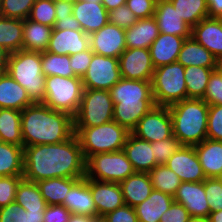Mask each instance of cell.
<instances>
[{"label":"cell","instance_id":"obj_24","mask_svg":"<svg viewBox=\"0 0 222 222\" xmlns=\"http://www.w3.org/2000/svg\"><path fill=\"white\" fill-rule=\"evenodd\" d=\"M186 38L159 33L149 47L154 68L177 62L179 52Z\"/></svg>","mask_w":222,"mask_h":222},{"label":"cell","instance_id":"obj_48","mask_svg":"<svg viewBox=\"0 0 222 222\" xmlns=\"http://www.w3.org/2000/svg\"><path fill=\"white\" fill-rule=\"evenodd\" d=\"M108 17L109 23L123 29L132 27L138 21V18L127 7L126 4L121 5L116 9L110 10L108 12Z\"/></svg>","mask_w":222,"mask_h":222},{"label":"cell","instance_id":"obj_58","mask_svg":"<svg viewBox=\"0 0 222 222\" xmlns=\"http://www.w3.org/2000/svg\"><path fill=\"white\" fill-rule=\"evenodd\" d=\"M10 53L0 46V73L6 72Z\"/></svg>","mask_w":222,"mask_h":222},{"label":"cell","instance_id":"obj_53","mask_svg":"<svg viewBox=\"0 0 222 222\" xmlns=\"http://www.w3.org/2000/svg\"><path fill=\"white\" fill-rule=\"evenodd\" d=\"M190 217L183 205L173 202L169 209L162 214L160 222H188Z\"/></svg>","mask_w":222,"mask_h":222},{"label":"cell","instance_id":"obj_29","mask_svg":"<svg viewBox=\"0 0 222 222\" xmlns=\"http://www.w3.org/2000/svg\"><path fill=\"white\" fill-rule=\"evenodd\" d=\"M159 35V28L154 17L138 19L130 28L125 29L127 48H147Z\"/></svg>","mask_w":222,"mask_h":222},{"label":"cell","instance_id":"obj_68","mask_svg":"<svg viewBox=\"0 0 222 222\" xmlns=\"http://www.w3.org/2000/svg\"><path fill=\"white\" fill-rule=\"evenodd\" d=\"M1 1H2V0H0V16H1Z\"/></svg>","mask_w":222,"mask_h":222},{"label":"cell","instance_id":"obj_45","mask_svg":"<svg viewBox=\"0 0 222 222\" xmlns=\"http://www.w3.org/2000/svg\"><path fill=\"white\" fill-rule=\"evenodd\" d=\"M204 190L210 212L222 210V183L219 178H206Z\"/></svg>","mask_w":222,"mask_h":222},{"label":"cell","instance_id":"obj_18","mask_svg":"<svg viewBox=\"0 0 222 222\" xmlns=\"http://www.w3.org/2000/svg\"><path fill=\"white\" fill-rule=\"evenodd\" d=\"M159 33L190 38L192 27L180 17L170 0H157L153 16Z\"/></svg>","mask_w":222,"mask_h":222},{"label":"cell","instance_id":"obj_43","mask_svg":"<svg viewBox=\"0 0 222 222\" xmlns=\"http://www.w3.org/2000/svg\"><path fill=\"white\" fill-rule=\"evenodd\" d=\"M153 147L154 158L158 164H165L168 159L181 147V144L176 136H171L168 139H163L151 143Z\"/></svg>","mask_w":222,"mask_h":222},{"label":"cell","instance_id":"obj_14","mask_svg":"<svg viewBox=\"0 0 222 222\" xmlns=\"http://www.w3.org/2000/svg\"><path fill=\"white\" fill-rule=\"evenodd\" d=\"M90 49L94 54L119 58L127 48L125 29L107 23L97 32L89 35Z\"/></svg>","mask_w":222,"mask_h":222},{"label":"cell","instance_id":"obj_39","mask_svg":"<svg viewBox=\"0 0 222 222\" xmlns=\"http://www.w3.org/2000/svg\"><path fill=\"white\" fill-rule=\"evenodd\" d=\"M42 73L48 76L77 77L70 67V56L54 54L51 52L41 53Z\"/></svg>","mask_w":222,"mask_h":222},{"label":"cell","instance_id":"obj_33","mask_svg":"<svg viewBox=\"0 0 222 222\" xmlns=\"http://www.w3.org/2000/svg\"><path fill=\"white\" fill-rule=\"evenodd\" d=\"M81 178H51L36 182L47 205H61L71 187Z\"/></svg>","mask_w":222,"mask_h":222},{"label":"cell","instance_id":"obj_15","mask_svg":"<svg viewBox=\"0 0 222 222\" xmlns=\"http://www.w3.org/2000/svg\"><path fill=\"white\" fill-rule=\"evenodd\" d=\"M165 164L181 182H203L206 179L194 146L181 145Z\"/></svg>","mask_w":222,"mask_h":222},{"label":"cell","instance_id":"obj_30","mask_svg":"<svg viewBox=\"0 0 222 222\" xmlns=\"http://www.w3.org/2000/svg\"><path fill=\"white\" fill-rule=\"evenodd\" d=\"M177 62L184 67L201 66L205 68H217L218 66V60L215 56L192 37L184 41Z\"/></svg>","mask_w":222,"mask_h":222},{"label":"cell","instance_id":"obj_31","mask_svg":"<svg viewBox=\"0 0 222 222\" xmlns=\"http://www.w3.org/2000/svg\"><path fill=\"white\" fill-rule=\"evenodd\" d=\"M53 28L30 19L23 20L22 50L46 52Z\"/></svg>","mask_w":222,"mask_h":222},{"label":"cell","instance_id":"obj_1","mask_svg":"<svg viewBox=\"0 0 222 222\" xmlns=\"http://www.w3.org/2000/svg\"><path fill=\"white\" fill-rule=\"evenodd\" d=\"M23 162V178L31 182L84 178L86 173V159L75 134L61 143L24 147Z\"/></svg>","mask_w":222,"mask_h":222},{"label":"cell","instance_id":"obj_8","mask_svg":"<svg viewBox=\"0 0 222 222\" xmlns=\"http://www.w3.org/2000/svg\"><path fill=\"white\" fill-rule=\"evenodd\" d=\"M83 91V82L80 77L48 76L45 82L43 104L74 117L80 107Z\"/></svg>","mask_w":222,"mask_h":222},{"label":"cell","instance_id":"obj_65","mask_svg":"<svg viewBox=\"0 0 222 222\" xmlns=\"http://www.w3.org/2000/svg\"><path fill=\"white\" fill-rule=\"evenodd\" d=\"M58 1H65V2H68V3H71V4H75V3H77L79 0H58Z\"/></svg>","mask_w":222,"mask_h":222},{"label":"cell","instance_id":"obj_50","mask_svg":"<svg viewBox=\"0 0 222 222\" xmlns=\"http://www.w3.org/2000/svg\"><path fill=\"white\" fill-rule=\"evenodd\" d=\"M157 0H126L127 7L138 19L154 16Z\"/></svg>","mask_w":222,"mask_h":222},{"label":"cell","instance_id":"obj_4","mask_svg":"<svg viewBox=\"0 0 222 222\" xmlns=\"http://www.w3.org/2000/svg\"><path fill=\"white\" fill-rule=\"evenodd\" d=\"M168 108L173 135L181 145L194 146L207 138L209 105L203 99H184Z\"/></svg>","mask_w":222,"mask_h":222},{"label":"cell","instance_id":"obj_21","mask_svg":"<svg viewBox=\"0 0 222 222\" xmlns=\"http://www.w3.org/2000/svg\"><path fill=\"white\" fill-rule=\"evenodd\" d=\"M89 44V35L84 31L53 30L46 51L71 56L89 49Z\"/></svg>","mask_w":222,"mask_h":222},{"label":"cell","instance_id":"obj_64","mask_svg":"<svg viewBox=\"0 0 222 222\" xmlns=\"http://www.w3.org/2000/svg\"><path fill=\"white\" fill-rule=\"evenodd\" d=\"M217 69L220 71V73L222 74V60L218 61V66Z\"/></svg>","mask_w":222,"mask_h":222},{"label":"cell","instance_id":"obj_25","mask_svg":"<svg viewBox=\"0 0 222 222\" xmlns=\"http://www.w3.org/2000/svg\"><path fill=\"white\" fill-rule=\"evenodd\" d=\"M32 104L25 88L7 72L0 73V108L22 111Z\"/></svg>","mask_w":222,"mask_h":222},{"label":"cell","instance_id":"obj_41","mask_svg":"<svg viewBox=\"0 0 222 222\" xmlns=\"http://www.w3.org/2000/svg\"><path fill=\"white\" fill-rule=\"evenodd\" d=\"M28 19L54 28L56 23L55 0H36Z\"/></svg>","mask_w":222,"mask_h":222},{"label":"cell","instance_id":"obj_37","mask_svg":"<svg viewBox=\"0 0 222 222\" xmlns=\"http://www.w3.org/2000/svg\"><path fill=\"white\" fill-rule=\"evenodd\" d=\"M217 68H205L201 66L185 67L184 77L187 89V99H203L210 75Z\"/></svg>","mask_w":222,"mask_h":222},{"label":"cell","instance_id":"obj_59","mask_svg":"<svg viewBox=\"0 0 222 222\" xmlns=\"http://www.w3.org/2000/svg\"><path fill=\"white\" fill-rule=\"evenodd\" d=\"M102 4L109 12L110 10L116 9L119 6L126 4V0H102Z\"/></svg>","mask_w":222,"mask_h":222},{"label":"cell","instance_id":"obj_49","mask_svg":"<svg viewBox=\"0 0 222 222\" xmlns=\"http://www.w3.org/2000/svg\"><path fill=\"white\" fill-rule=\"evenodd\" d=\"M0 222H30L29 211L13 202L0 208Z\"/></svg>","mask_w":222,"mask_h":222},{"label":"cell","instance_id":"obj_12","mask_svg":"<svg viewBox=\"0 0 222 222\" xmlns=\"http://www.w3.org/2000/svg\"><path fill=\"white\" fill-rule=\"evenodd\" d=\"M131 133L150 143L170 138L173 136V127L169 108L166 106H153L138 121Z\"/></svg>","mask_w":222,"mask_h":222},{"label":"cell","instance_id":"obj_10","mask_svg":"<svg viewBox=\"0 0 222 222\" xmlns=\"http://www.w3.org/2000/svg\"><path fill=\"white\" fill-rule=\"evenodd\" d=\"M114 103L107 90L84 88L74 127H93L113 121Z\"/></svg>","mask_w":222,"mask_h":222},{"label":"cell","instance_id":"obj_46","mask_svg":"<svg viewBox=\"0 0 222 222\" xmlns=\"http://www.w3.org/2000/svg\"><path fill=\"white\" fill-rule=\"evenodd\" d=\"M23 176H0V208L15 202L16 191Z\"/></svg>","mask_w":222,"mask_h":222},{"label":"cell","instance_id":"obj_57","mask_svg":"<svg viewBox=\"0 0 222 222\" xmlns=\"http://www.w3.org/2000/svg\"><path fill=\"white\" fill-rule=\"evenodd\" d=\"M73 4L55 0V14L56 17H64L72 14Z\"/></svg>","mask_w":222,"mask_h":222},{"label":"cell","instance_id":"obj_26","mask_svg":"<svg viewBox=\"0 0 222 222\" xmlns=\"http://www.w3.org/2000/svg\"><path fill=\"white\" fill-rule=\"evenodd\" d=\"M194 148L206 178H218L222 174V141L206 138Z\"/></svg>","mask_w":222,"mask_h":222},{"label":"cell","instance_id":"obj_67","mask_svg":"<svg viewBox=\"0 0 222 222\" xmlns=\"http://www.w3.org/2000/svg\"><path fill=\"white\" fill-rule=\"evenodd\" d=\"M218 178H219V180H220L221 183H222V174H221Z\"/></svg>","mask_w":222,"mask_h":222},{"label":"cell","instance_id":"obj_27","mask_svg":"<svg viewBox=\"0 0 222 222\" xmlns=\"http://www.w3.org/2000/svg\"><path fill=\"white\" fill-rule=\"evenodd\" d=\"M125 205L135 207L145 201L153 190L149 173L134 172L120 183Z\"/></svg>","mask_w":222,"mask_h":222},{"label":"cell","instance_id":"obj_23","mask_svg":"<svg viewBox=\"0 0 222 222\" xmlns=\"http://www.w3.org/2000/svg\"><path fill=\"white\" fill-rule=\"evenodd\" d=\"M61 205L65 206L72 214L97 218L96 206L86 177L79 179L71 187Z\"/></svg>","mask_w":222,"mask_h":222},{"label":"cell","instance_id":"obj_5","mask_svg":"<svg viewBox=\"0 0 222 222\" xmlns=\"http://www.w3.org/2000/svg\"><path fill=\"white\" fill-rule=\"evenodd\" d=\"M6 72L26 89L33 103L44 102L46 76L42 73L40 52L10 53Z\"/></svg>","mask_w":222,"mask_h":222},{"label":"cell","instance_id":"obj_52","mask_svg":"<svg viewBox=\"0 0 222 222\" xmlns=\"http://www.w3.org/2000/svg\"><path fill=\"white\" fill-rule=\"evenodd\" d=\"M102 222H139L134 207L123 205L100 219Z\"/></svg>","mask_w":222,"mask_h":222},{"label":"cell","instance_id":"obj_63","mask_svg":"<svg viewBox=\"0 0 222 222\" xmlns=\"http://www.w3.org/2000/svg\"><path fill=\"white\" fill-rule=\"evenodd\" d=\"M188 222H209L206 217L191 216Z\"/></svg>","mask_w":222,"mask_h":222},{"label":"cell","instance_id":"obj_44","mask_svg":"<svg viewBox=\"0 0 222 222\" xmlns=\"http://www.w3.org/2000/svg\"><path fill=\"white\" fill-rule=\"evenodd\" d=\"M203 100L208 105H222V74L218 69L210 75Z\"/></svg>","mask_w":222,"mask_h":222},{"label":"cell","instance_id":"obj_47","mask_svg":"<svg viewBox=\"0 0 222 222\" xmlns=\"http://www.w3.org/2000/svg\"><path fill=\"white\" fill-rule=\"evenodd\" d=\"M207 138L222 141V105H209Z\"/></svg>","mask_w":222,"mask_h":222},{"label":"cell","instance_id":"obj_35","mask_svg":"<svg viewBox=\"0 0 222 222\" xmlns=\"http://www.w3.org/2000/svg\"><path fill=\"white\" fill-rule=\"evenodd\" d=\"M23 20L0 16V46L9 53L22 50Z\"/></svg>","mask_w":222,"mask_h":222},{"label":"cell","instance_id":"obj_22","mask_svg":"<svg viewBox=\"0 0 222 222\" xmlns=\"http://www.w3.org/2000/svg\"><path fill=\"white\" fill-rule=\"evenodd\" d=\"M123 150L135 172L149 173L156 165H159L155 161L151 143L136 137L131 132L127 136Z\"/></svg>","mask_w":222,"mask_h":222},{"label":"cell","instance_id":"obj_51","mask_svg":"<svg viewBox=\"0 0 222 222\" xmlns=\"http://www.w3.org/2000/svg\"><path fill=\"white\" fill-rule=\"evenodd\" d=\"M93 54V51L89 48L70 56V67L77 77L82 78L84 76L92 61Z\"/></svg>","mask_w":222,"mask_h":222},{"label":"cell","instance_id":"obj_13","mask_svg":"<svg viewBox=\"0 0 222 222\" xmlns=\"http://www.w3.org/2000/svg\"><path fill=\"white\" fill-rule=\"evenodd\" d=\"M121 77L132 80L152 81L155 70L147 48H126L119 56Z\"/></svg>","mask_w":222,"mask_h":222},{"label":"cell","instance_id":"obj_17","mask_svg":"<svg viewBox=\"0 0 222 222\" xmlns=\"http://www.w3.org/2000/svg\"><path fill=\"white\" fill-rule=\"evenodd\" d=\"M174 202L183 205L190 216L209 217L210 207L206 199L203 182H181Z\"/></svg>","mask_w":222,"mask_h":222},{"label":"cell","instance_id":"obj_2","mask_svg":"<svg viewBox=\"0 0 222 222\" xmlns=\"http://www.w3.org/2000/svg\"><path fill=\"white\" fill-rule=\"evenodd\" d=\"M23 147L57 144L74 134L73 117L43 103H34L21 111Z\"/></svg>","mask_w":222,"mask_h":222},{"label":"cell","instance_id":"obj_20","mask_svg":"<svg viewBox=\"0 0 222 222\" xmlns=\"http://www.w3.org/2000/svg\"><path fill=\"white\" fill-rule=\"evenodd\" d=\"M191 37L222 60V19L204 18L192 27Z\"/></svg>","mask_w":222,"mask_h":222},{"label":"cell","instance_id":"obj_55","mask_svg":"<svg viewBox=\"0 0 222 222\" xmlns=\"http://www.w3.org/2000/svg\"><path fill=\"white\" fill-rule=\"evenodd\" d=\"M53 30H74L82 31L80 23L73 14L64 17H56V23Z\"/></svg>","mask_w":222,"mask_h":222},{"label":"cell","instance_id":"obj_9","mask_svg":"<svg viewBox=\"0 0 222 222\" xmlns=\"http://www.w3.org/2000/svg\"><path fill=\"white\" fill-rule=\"evenodd\" d=\"M134 172L123 149L94 154L86 160L85 177L96 181L121 183Z\"/></svg>","mask_w":222,"mask_h":222},{"label":"cell","instance_id":"obj_38","mask_svg":"<svg viewBox=\"0 0 222 222\" xmlns=\"http://www.w3.org/2000/svg\"><path fill=\"white\" fill-rule=\"evenodd\" d=\"M149 176L153 189L164 192L165 194L175 196L181 180L178 175L169 169L166 164L156 165L150 172Z\"/></svg>","mask_w":222,"mask_h":222},{"label":"cell","instance_id":"obj_7","mask_svg":"<svg viewBox=\"0 0 222 222\" xmlns=\"http://www.w3.org/2000/svg\"><path fill=\"white\" fill-rule=\"evenodd\" d=\"M184 71L178 62L155 68L151 84L156 105L169 107L187 99Z\"/></svg>","mask_w":222,"mask_h":222},{"label":"cell","instance_id":"obj_42","mask_svg":"<svg viewBox=\"0 0 222 222\" xmlns=\"http://www.w3.org/2000/svg\"><path fill=\"white\" fill-rule=\"evenodd\" d=\"M36 0H2L1 16L25 20L29 17Z\"/></svg>","mask_w":222,"mask_h":222},{"label":"cell","instance_id":"obj_36","mask_svg":"<svg viewBox=\"0 0 222 222\" xmlns=\"http://www.w3.org/2000/svg\"><path fill=\"white\" fill-rule=\"evenodd\" d=\"M15 202L26 211H45V199L36 182L22 179L17 187Z\"/></svg>","mask_w":222,"mask_h":222},{"label":"cell","instance_id":"obj_56","mask_svg":"<svg viewBox=\"0 0 222 222\" xmlns=\"http://www.w3.org/2000/svg\"><path fill=\"white\" fill-rule=\"evenodd\" d=\"M209 18L222 19V0H206Z\"/></svg>","mask_w":222,"mask_h":222},{"label":"cell","instance_id":"obj_32","mask_svg":"<svg viewBox=\"0 0 222 222\" xmlns=\"http://www.w3.org/2000/svg\"><path fill=\"white\" fill-rule=\"evenodd\" d=\"M23 156V146L0 141V176H23Z\"/></svg>","mask_w":222,"mask_h":222},{"label":"cell","instance_id":"obj_66","mask_svg":"<svg viewBox=\"0 0 222 222\" xmlns=\"http://www.w3.org/2000/svg\"><path fill=\"white\" fill-rule=\"evenodd\" d=\"M85 2H88V1H92V2H102V0H83Z\"/></svg>","mask_w":222,"mask_h":222},{"label":"cell","instance_id":"obj_19","mask_svg":"<svg viewBox=\"0 0 222 222\" xmlns=\"http://www.w3.org/2000/svg\"><path fill=\"white\" fill-rule=\"evenodd\" d=\"M72 14L87 35L97 32L109 22L108 11L102 2L79 0L73 4Z\"/></svg>","mask_w":222,"mask_h":222},{"label":"cell","instance_id":"obj_28","mask_svg":"<svg viewBox=\"0 0 222 222\" xmlns=\"http://www.w3.org/2000/svg\"><path fill=\"white\" fill-rule=\"evenodd\" d=\"M174 202V197L153 189L150 196L134 207L139 222H160L161 216Z\"/></svg>","mask_w":222,"mask_h":222},{"label":"cell","instance_id":"obj_34","mask_svg":"<svg viewBox=\"0 0 222 222\" xmlns=\"http://www.w3.org/2000/svg\"><path fill=\"white\" fill-rule=\"evenodd\" d=\"M0 141L23 146L21 111L0 108Z\"/></svg>","mask_w":222,"mask_h":222},{"label":"cell","instance_id":"obj_11","mask_svg":"<svg viewBox=\"0 0 222 222\" xmlns=\"http://www.w3.org/2000/svg\"><path fill=\"white\" fill-rule=\"evenodd\" d=\"M121 78L118 58L93 54L81 79L84 88L109 91Z\"/></svg>","mask_w":222,"mask_h":222},{"label":"cell","instance_id":"obj_61","mask_svg":"<svg viewBox=\"0 0 222 222\" xmlns=\"http://www.w3.org/2000/svg\"><path fill=\"white\" fill-rule=\"evenodd\" d=\"M44 211H29L30 222H43Z\"/></svg>","mask_w":222,"mask_h":222},{"label":"cell","instance_id":"obj_16","mask_svg":"<svg viewBox=\"0 0 222 222\" xmlns=\"http://www.w3.org/2000/svg\"><path fill=\"white\" fill-rule=\"evenodd\" d=\"M97 210V218L125 205L120 183L101 182L87 178Z\"/></svg>","mask_w":222,"mask_h":222},{"label":"cell","instance_id":"obj_6","mask_svg":"<svg viewBox=\"0 0 222 222\" xmlns=\"http://www.w3.org/2000/svg\"><path fill=\"white\" fill-rule=\"evenodd\" d=\"M129 133L115 121L93 127H74L86 160L94 154L122 150Z\"/></svg>","mask_w":222,"mask_h":222},{"label":"cell","instance_id":"obj_60","mask_svg":"<svg viewBox=\"0 0 222 222\" xmlns=\"http://www.w3.org/2000/svg\"><path fill=\"white\" fill-rule=\"evenodd\" d=\"M98 218H93L87 215H75L71 214L68 222H96Z\"/></svg>","mask_w":222,"mask_h":222},{"label":"cell","instance_id":"obj_3","mask_svg":"<svg viewBox=\"0 0 222 222\" xmlns=\"http://www.w3.org/2000/svg\"><path fill=\"white\" fill-rule=\"evenodd\" d=\"M109 92L114 103L113 121L129 132L156 105L151 81L121 78Z\"/></svg>","mask_w":222,"mask_h":222},{"label":"cell","instance_id":"obj_40","mask_svg":"<svg viewBox=\"0 0 222 222\" xmlns=\"http://www.w3.org/2000/svg\"><path fill=\"white\" fill-rule=\"evenodd\" d=\"M180 17L191 27L208 17L206 0H170Z\"/></svg>","mask_w":222,"mask_h":222},{"label":"cell","instance_id":"obj_62","mask_svg":"<svg viewBox=\"0 0 222 222\" xmlns=\"http://www.w3.org/2000/svg\"><path fill=\"white\" fill-rule=\"evenodd\" d=\"M208 219L209 222H222V210L210 212Z\"/></svg>","mask_w":222,"mask_h":222},{"label":"cell","instance_id":"obj_54","mask_svg":"<svg viewBox=\"0 0 222 222\" xmlns=\"http://www.w3.org/2000/svg\"><path fill=\"white\" fill-rule=\"evenodd\" d=\"M71 212L63 205H47L43 222H68Z\"/></svg>","mask_w":222,"mask_h":222}]
</instances>
